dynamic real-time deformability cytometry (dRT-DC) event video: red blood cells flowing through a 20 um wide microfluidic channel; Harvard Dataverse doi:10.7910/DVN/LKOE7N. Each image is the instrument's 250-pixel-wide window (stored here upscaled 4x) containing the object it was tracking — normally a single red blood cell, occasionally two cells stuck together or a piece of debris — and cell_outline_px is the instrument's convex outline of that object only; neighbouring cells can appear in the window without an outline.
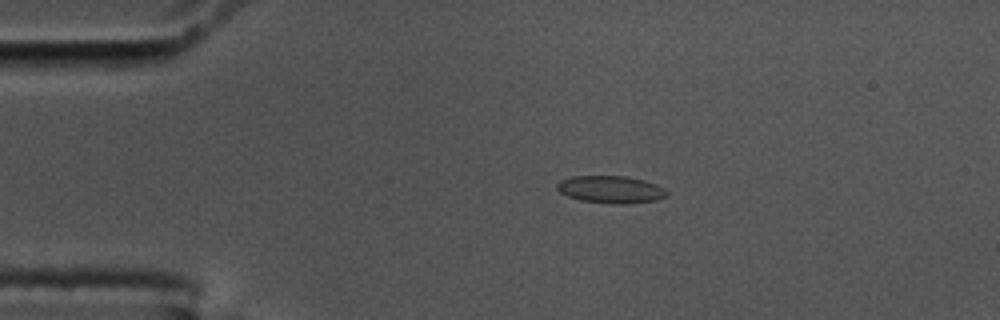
{"species": "common noctule bat (a hibernating species)", "species_latin": "Nyctalus noctula", "temperature_condition": "cold", "stored_images_in_passage": 55, "camera_frame_rate_fps": 3000, "um_per_image_px": 0.085, "animal": {"sex": "male", "body_mass_g": 17.5, "forearm_length_mm": 52.3}, "frame": {"image": 1, "passage_image": 11, "time_ms": 3.333, "image_size_px": [1000, 320], "cell_outline_px": [[668, 196], [656, 200], [628, 204], [612, 204], [580, 200], [568, 196], [560, 192], [556, 188], [556, 184], [560, 180], [572, 176], [628, 176], [644, 180], [656, 184], [664, 188], [668, 192]], "centroid_in_image_um": [51.93, 16.1], "position_along_channel_um": 33.1, "area_um2": 17.69}}
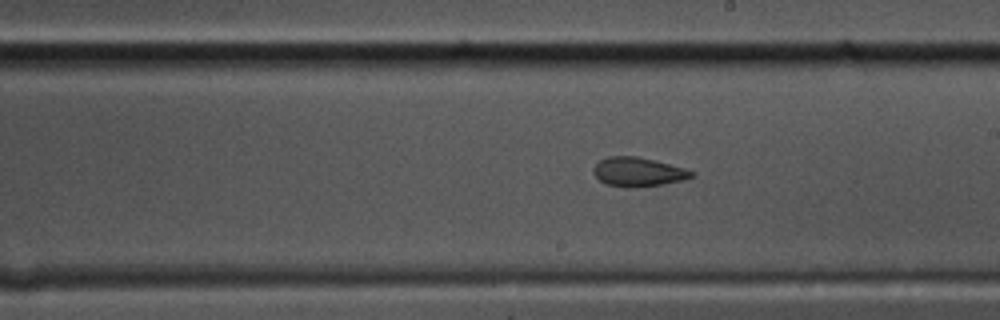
{"frame": {"image": 2, "passage_image": 31, "time_ms": 10.0, "image_size_px": [1000, 320], "cell_outline_px": [[696, 176], [684, 180], [664, 184], [628, 188], [608, 184], [600, 180], [592, 172], [592, 168], [600, 160], [608, 156], [636, 156], [684, 168], [696, 172]], "centroid_in_image_um": [54.26, 14.62], "position_along_channel_um": 234.7, "area_um2": 16.59}}
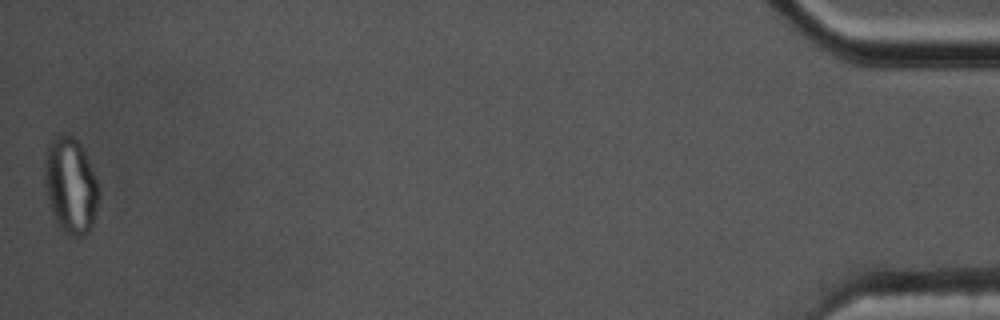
{"frame": {"image": 3, "passage_image": 55, "time_ms": 18.0, "image_size_px": [1000, 320], "cell_outline_px": [[100, 196], [92, 224], [88, 232], [84, 236], [68, 236], [60, 228], [52, 216], [44, 184], [44, 160], [48, 144], [56, 136], [72, 136], [80, 144], [84, 152], [100, 188]], "centroid_in_image_um": [5.99, 15.82], "position_along_channel_um": 429.2, "area_um2": 30.35}, "authors_computed_cell_mechanics": {"area_um2": 17.1088, "velocity_mm_per_s": 3.6258, "shape_relaxation_time_tau1_ms": null, "shape_relaxation_time_tau2_ms": 2.1059, "deformation_change_tau1": null, "deformation_change_tau2": 0.0732}}